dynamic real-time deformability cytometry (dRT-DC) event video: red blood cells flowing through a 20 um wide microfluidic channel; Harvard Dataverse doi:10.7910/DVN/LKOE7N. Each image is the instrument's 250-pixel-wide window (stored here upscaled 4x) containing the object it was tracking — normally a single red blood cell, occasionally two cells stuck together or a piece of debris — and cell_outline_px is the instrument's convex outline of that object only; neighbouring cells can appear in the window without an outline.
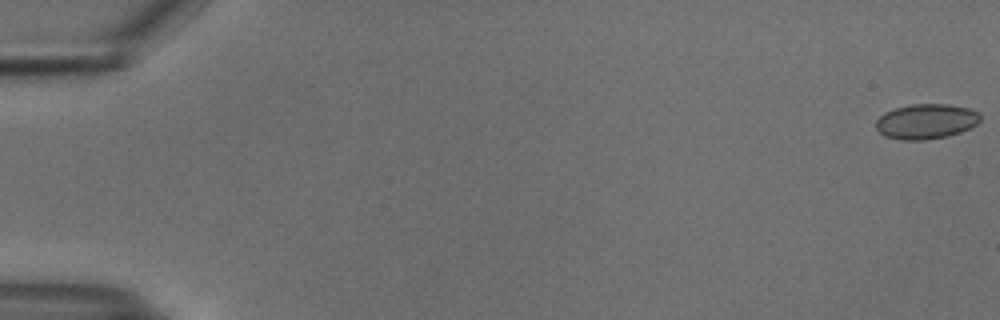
{"species": "common noctule bat (a hibernating species)", "species_latin": "Nyctalus noctula", "temperature_condition": "cold", "stored_images_in_passage": 54, "camera_frame_rate_fps": 3000, "um_per_image_px": 0.085, "animal": {"sex": "male", "body_mass_g": 18.8}, "frame": {"image": 1, "passage_image": 1, "time_ms": 0.0, "image_size_px": [1000, 320], "cell_outline_px": [[980, 120], [976, 124], [960, 132], [944, 136], [924, 140], [900, 140], [884, 136], [876, 128], [876, 120], [884, 112], [896, 108], [912, 104], [948, 104], [968, 108], [980, 112]], "centroid_in_image_um": [78.7, 10.31], "position_along_channel_um": 6.3, "area_um2": 21.21}}
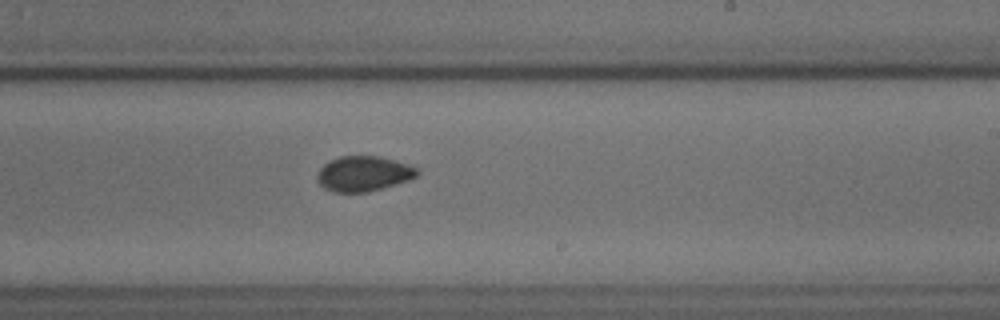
{"frame": {"image": 2, "passage_image": 34, "time_ms": 11.0, "image_size_px": [1000, 320], "cell_outline_px": [[420, 172], [416, 176], [408, 180], [396, 184], [368, 192], [332, 192], [324, 188], [316, 180], [320, 168], [328, 160], [340, 156], [380, 156], [412, 164], [420, 168]], "centroid_in_image_um": [30.93, 14.75], "position_along_channel_um": 258.1, "area_um2": 20.81}}
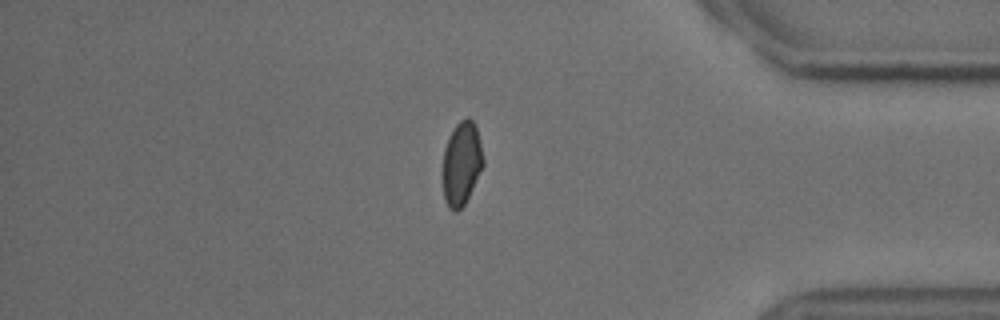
{"frame": {"image": 3, "passage_image": 47, "time_ms": 15.333, "image_size_px": [1000, 320], "cell_outline_px": [[484, 164], [464, 204], [456, 212], [452, 212], [448, 208], [444, 200], [444, 148], [456, 124], [460, 120], [468, 116], [472, 120], [476, 128], [484, 160]], "centroid_in_image_um": [39.23, 13.9], "position_along_channel_um": 396.0, "area_um2": 19.25}}